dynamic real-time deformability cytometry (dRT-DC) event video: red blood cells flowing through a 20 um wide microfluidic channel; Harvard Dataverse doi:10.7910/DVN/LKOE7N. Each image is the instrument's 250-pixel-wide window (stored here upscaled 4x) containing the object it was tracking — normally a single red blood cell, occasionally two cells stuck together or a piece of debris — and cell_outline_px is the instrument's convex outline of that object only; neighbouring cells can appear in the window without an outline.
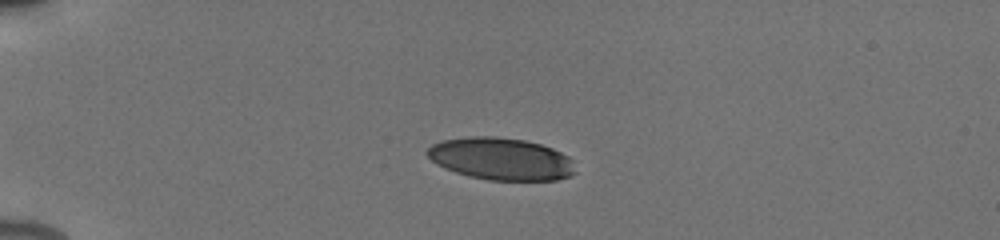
{"species": "human", "species_latin": "Homo sapiens", "temperature_condition": "cold", "stored_images_in_passage": 40, "camera_frame_rate_fps": 3000, "um_per_image_px": 0.085, "donor": {"sex": "male"}, "frame": {"image": 1, "passage_image": 1, "time_ms": 0.0, "image_size_px": [1000, 240], "cell_outline_px": [[576, 172], [568, 176], [556, 180], [488, 180], [468, 176], [444, 168], [436, 164], [428, 156], [428, 148], [432, 144], [440, 140], [468, 136], [496, 136], [524, 140], [540, 144], [552, 148], [568, 156], [572, 160]], "centroid_in_image_um": [42.57, 13.5], "position_along_channel_um": 42.4, "area_um2": 36.53}}
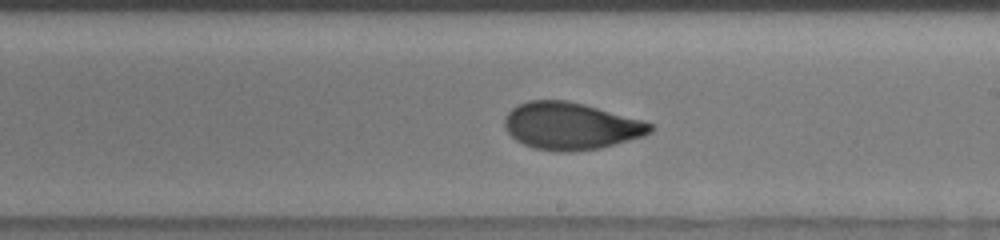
{"frame": {"image": 2, "passage_image": 20, "time_ms": 6.333, "image_size_px": [1000, 240], "cell_outline_px": [[652, 132], [644, 136], [600, 148], [572, 152], [556, 152], [532, 148], [516, 140], [504, 128], [504, 120], [508, 112], [512, 108], [528, 100], [568, 100], [584, 104], [644, 120], [652, 124]], "centroid_in_image_um": [48.52, 10.71], "position_along_channel_um": 240.5, "area_um2": 40.23}}
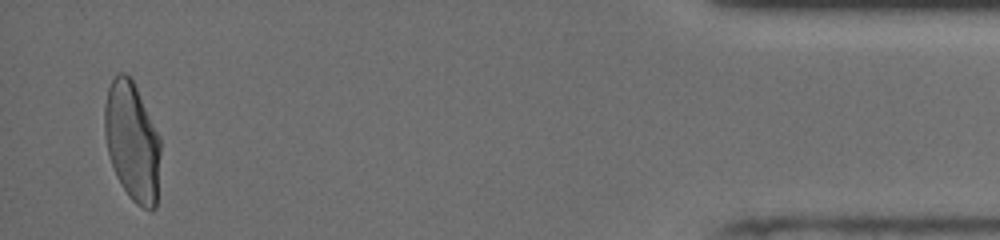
{"frame": {"image": 3, "passage_image": 39, "time_ms": 12.667, "image_size_px": [1000, 240], "cell_outline_px": [[160, 152], [156, 208], [152, 212], [136, 204], [128, 196], [116, 176], [108, 156], [104, 132], [104, 104], [108, 88], [112, 80], [120, 72], [124, 72], [132, 80], [160, 136]], "centroid_in_image_um": [11.22, 12.07], "position_along_channel_um": 424.0, "area_um2": 38.84}, "authors_computed_cell_mechanics": {"area_um2": 39.4196, "velocity_mm_per_s": 3.9214, "shape_relaxation_time_tau1_ms": 5.3632, "shape_relaxation_time_tau2_ms": 0.9549, "deformation_change_tau1": 0.2005, "deformation_change_tau2": 0.0602}}